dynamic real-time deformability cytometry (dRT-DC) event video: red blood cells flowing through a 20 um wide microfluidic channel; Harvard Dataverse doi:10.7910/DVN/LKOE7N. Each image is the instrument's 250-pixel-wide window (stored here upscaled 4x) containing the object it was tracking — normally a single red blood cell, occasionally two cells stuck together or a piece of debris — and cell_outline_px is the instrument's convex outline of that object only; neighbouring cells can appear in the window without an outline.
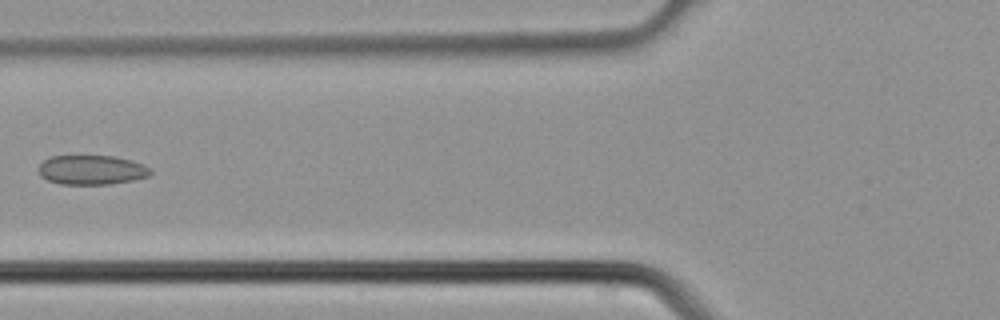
{"species": "common noctule bat (a hibernating species)", "species_latin": "Nyctalus noctula", "temperature_condition": "cold", "stored_images_in_passage": 4, "camera_frame_rate_fps": 3000, "um_per_image_px": 0.085, "animal": {"sex": "male", "body_mass_g": 21.5, "forearm_length_mm": 52.0}, "frame": {"image": 1, "passage_image": 4, "time_ms": 1.0, "image_size_px": [1000, 320], "cell_outline_px": [[152, 172], [148, 176], [132, 180], [112, 184], [60, 184], [48, 180], [40, 176], [40, 164], [44, 160], [52, 156], [116, 156], [132, 160], [144, 164], [152, 168]], "centroid_in_image_um": [7.83, 14.44], "position_along_channel_um": 118.0, "area_um2": 19.25}}